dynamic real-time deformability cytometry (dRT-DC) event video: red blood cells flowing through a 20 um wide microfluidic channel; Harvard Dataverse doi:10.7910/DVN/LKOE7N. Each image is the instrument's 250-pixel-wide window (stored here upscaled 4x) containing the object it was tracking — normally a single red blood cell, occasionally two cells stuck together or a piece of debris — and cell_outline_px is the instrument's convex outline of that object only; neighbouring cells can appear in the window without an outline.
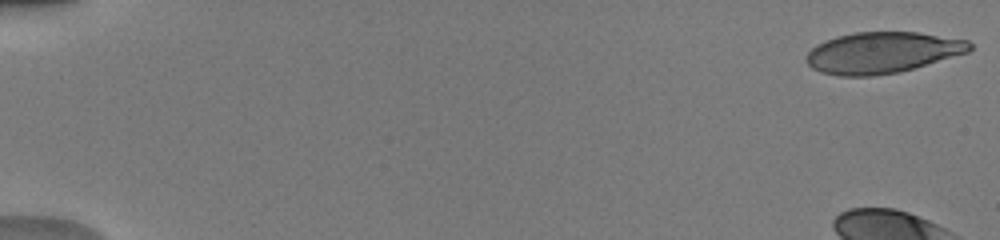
{"species": "human", "species_latin": "Homo sapiens", "temperature_condition": "warm", "stored_images_in_passage": 50, "camera_frame_rate_fps": 3000, "um_per_image_px": 0.085, "donor": {"sex": "male"}, "frame": {"image": 1, "passage_image": 1, "time_ms": 0.0, "image_size_px": [1000, 240], "cell_outline_px": [[972, 48], [968, 52], [912, 68], [896, 72], [872, 76], [840, 76], [820, 72], [812, 68], [804, 60], [804, 56], [816, 44], [836, 36], [856, 32], [920, 32], [968, 40], [972, 44]], "centroid_in_image_um": [74.95, 4.46], "position_along_channel_um": 10.1, "area_um2": 39.13}}